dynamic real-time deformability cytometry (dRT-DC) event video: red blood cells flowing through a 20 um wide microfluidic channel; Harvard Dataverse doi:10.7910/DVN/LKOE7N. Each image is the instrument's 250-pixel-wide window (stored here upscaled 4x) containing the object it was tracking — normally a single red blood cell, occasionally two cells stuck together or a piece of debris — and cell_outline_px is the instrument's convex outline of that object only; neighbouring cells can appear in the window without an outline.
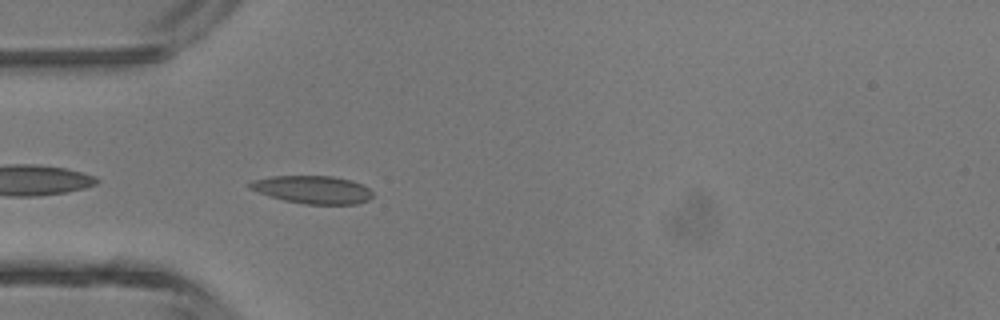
{"species": "common noctule bat (a hibernating species)", "species_latin": "Nyctalus noctula", "temperature_condition": "room temperature", "stored_images_in_passage": 27, "camera_frame_rate_fps": 3000, "um_per_image_px": 0.085, "animal": {"sex": "male", "body_mass_g": 13.3}, "frame": {"image": 1, "passage_image": 1, "time_ms": 0.0, "image_size_px": [1000, 320], "cell_outline_px": [[372, 196], [368, 200], [356, 204], [304, 204], [284, 200], [268, 196], [248, 188], [248, 184], [252, 180], [272, 176], [332, 176], [352, 180], [364, 184], [372, 192]], "centroid_in_image_um": [26.57, 16.11], "position_along_channel_um": 58.4, "area_um2": 20.06}}
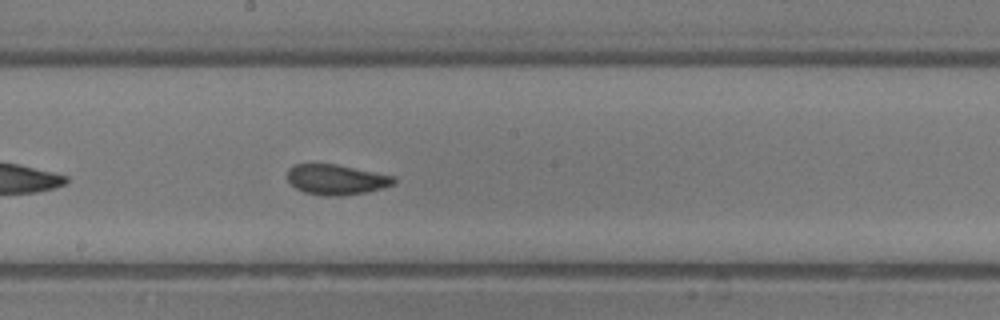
{"frame": {"image": 2, "passage_image": 12, "time_ms": 3.667, "image_size_px": [1000, 320], "cell_outline_px": [[396, 184], [384, 188], [368, 192], [340, 196], [324, 196], [304, 192], [296, 188], [288, 180], [288, 168], [296, 164], [336, 164], [396, 176]], "centroid_in_image_um": [28.64, 15.27], "position_along_channel_um": 219.6, "area_um2": 18.96}}
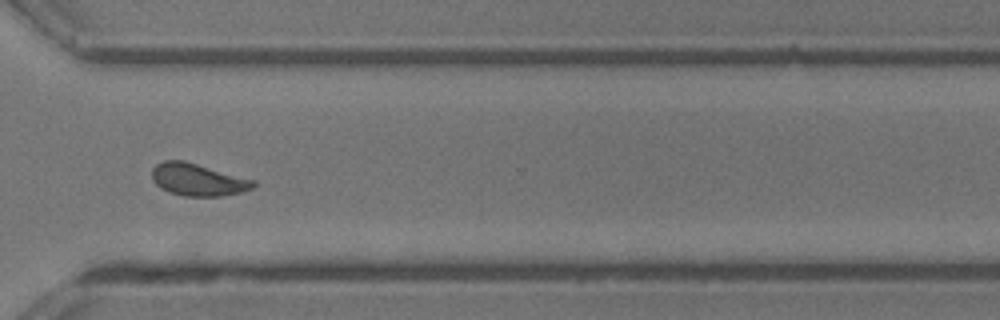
{"frame": {"image": 3, "passage_image": 21, "time_ms": 6.667, "image_size_px": [1000, 320], "cell_outline_px": [[256, 184], [252, 188], [244, 192], [220, 196], [184, 196], [168, 192], [160, 188], [152, 180], [152, 168], [156, 164], [164, 160], [184, 160], [256, 180]], "centroid_in_image_um": [16.82, 15.27], "position_along_channel_um": 353.8, "area_um2": 19.31}, "authors_computed_cell_mechanics": {"area_um2": 18.6694, "velocity_mm_per_s": 4.4914, "shape_relaxation_time_tau1_ms": 7.2986, "shape_relaxation_time_tau2_ms": 1.0127, "deformation_change_tau1": 0.1866, "deformation_change_tau2": 0.0744}}